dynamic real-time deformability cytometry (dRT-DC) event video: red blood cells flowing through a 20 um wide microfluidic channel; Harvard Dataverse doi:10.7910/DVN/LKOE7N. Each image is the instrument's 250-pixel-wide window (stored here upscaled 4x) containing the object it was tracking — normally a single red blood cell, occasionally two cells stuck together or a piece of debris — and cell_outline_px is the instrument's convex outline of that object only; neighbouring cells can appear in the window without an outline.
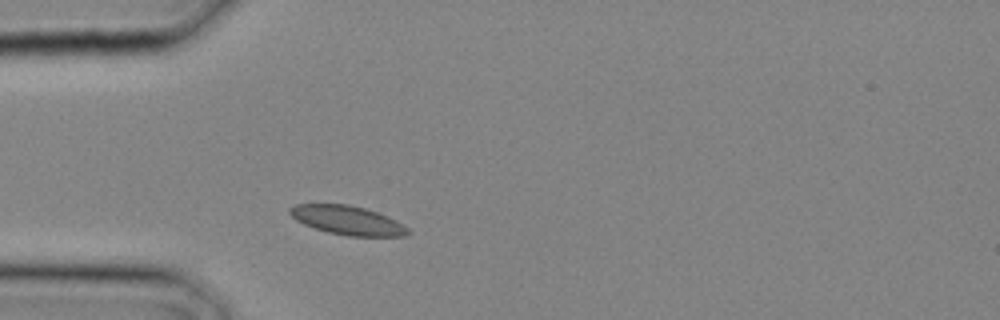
{"species": "common noctule bat (a hibernating species)", "species_latin": "Nyctalus noctula", "temperature_condition": "cold", "stored_images_in_passage": 1, "camera_frame_rate_fps": 3000, "um_per_image_px": 0.085, "animal": {"sex": "male", "body_mass_g": 20.4}, "frame": {"image": 1, "passage_image": 1, "time_ms": 0.0, "image_size_px": [1000, 320], "cell_outline_px": [[412, 232], [404, 236], [348, 236], [328, 232], [304, 224], [296, 220], [288, 212], [288, 208], [296, 204], [348, 204], [364, 208], [376, 212], [408, 228]], "centroid_in_image_um": [29.49, 18.72], "position_along_channel_um": 55.5, "area_um2": 19.59}}